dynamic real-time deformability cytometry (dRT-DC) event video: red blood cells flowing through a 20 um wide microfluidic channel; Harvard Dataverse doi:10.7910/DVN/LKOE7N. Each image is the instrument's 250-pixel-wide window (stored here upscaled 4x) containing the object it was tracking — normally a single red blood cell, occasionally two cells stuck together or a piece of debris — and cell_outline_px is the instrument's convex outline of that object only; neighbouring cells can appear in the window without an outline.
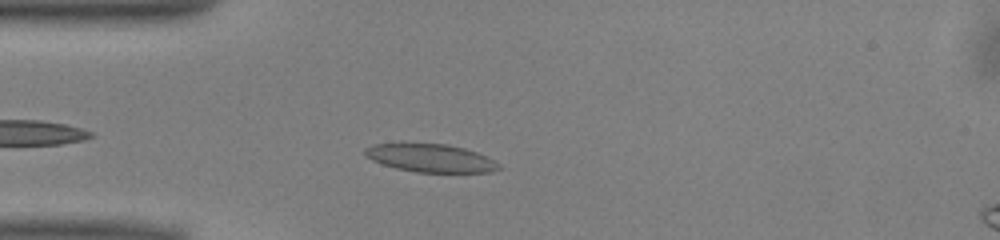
{"species": "common noctule bat (a hibernating species)", "species_latin": "Nyctalus noctula", "temperature_condition": "warm", "stored_images_in_passage": 37, "camera_frame_rate_fps": 3000, "um_per_image_px": 0.085, "animal": {"sex": "male", "body_mass_g": 13.0, "forearm_length_mm": 53.1}, "frame": {"image": 1, "passage_image": 4, "time_ms": 1.0, "image_size_px": [1000, 240], "cell_outline_px": [[504, 168], [492, 172], [416, 172], [396, 168], [372, 160], [364, 156], [364, 148], [372, 144], [400, 140], [404, 140], [448, 144], [464, 148], [476, 152], [500, 164]], "centroid_in_image_um": [36.51, 13.38], "position_along_channel_um": 48.5, "area_um2": 22.89}}
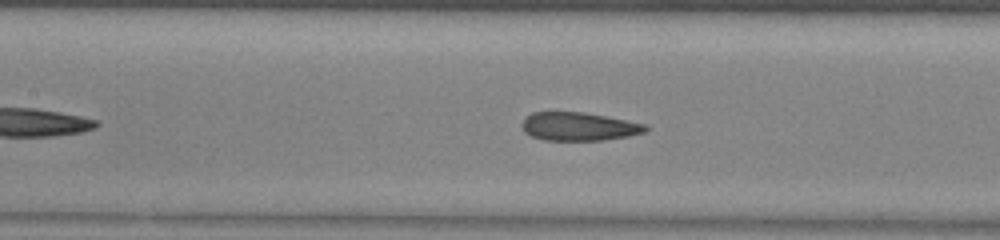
{"frame": {"image": 2, "passage_image": 13, "time_ms": 4.0, "image_size_px": [1000, 240], "cell_outline_px": [[648, 128], [644, 132], [628, 136], [600, 140], [544, 140], [532, 136], [524, 132], [520, 124], [532, 112], [584, 112], [648, 124]], "centroid_in_image_um": [49.2, 10.75], "position_along_channel_um": 158.2, "area_um2": 20.35}}
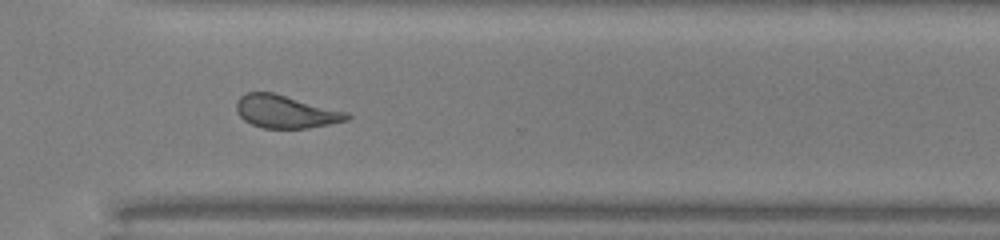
{"frame": {"image": 3, "passage_image": 27, "time_ms": 8.667, "image_size_px": [1000, 240], "cell_outline_px": [[352, 116], [348, 120], [308, 128], [264, 128], [252, 124], [244, 120], [240, 116], [236, 108], [236, 100], [240, 96], [248, 92], [272, 92], [348, 112]], "centroid_in_image_um": [24.28, 9.48], "position_along_channel_um": 346.3, "area_um2": 21.04}, "authors_computed_cell_mechanics": {"area_um2": 21.4438, "velocity_mm_per_s": 4.0386, "shape_relaxation_time_tau1_ms": 6.1236, "shape_relaxation_time_tau2_ms": 1.7269, "deformation_change_tau1": 0.1518, "deformation_change_tau2": 0.094}}